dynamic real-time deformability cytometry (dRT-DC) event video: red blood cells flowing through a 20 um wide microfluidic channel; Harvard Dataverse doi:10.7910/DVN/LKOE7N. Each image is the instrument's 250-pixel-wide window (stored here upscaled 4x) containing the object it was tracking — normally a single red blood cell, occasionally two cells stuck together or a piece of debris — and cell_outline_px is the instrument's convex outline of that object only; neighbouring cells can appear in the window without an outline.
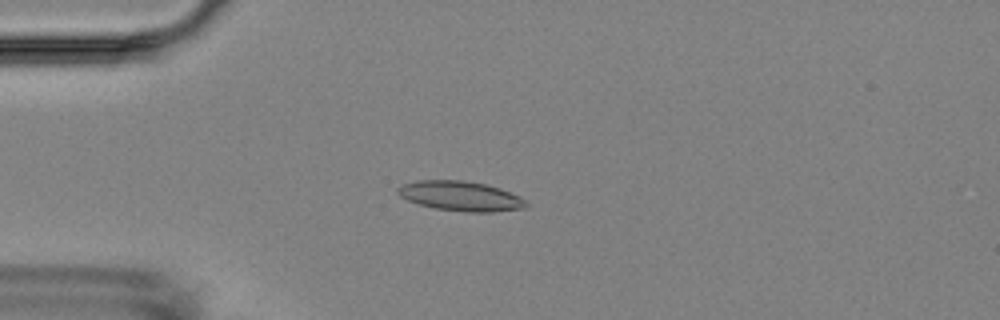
{"species": "Egyptian fruit bat (a non-hibernating species)", "species_latin": "Rousettus aegyptiacus", "temperature_condition": "room temperature", "stored_images_in_passage": 2, "camera_frame_rate_fps": 3000, "um_per_image_px": 0.085, "animal": {"sex": "female"}, "frame": {"image": 1, "passage_image": 2, "time_ms": 1.0, "image_size_px": [1000, 320], "cell_outline_px": [[528, 208], [492, 212], [464, 212], [436, 208], [420, 204], [408, 200], [400, 196], [396, 192], [396, 188], [404, 184], [416, 180], [464, 180], [484, 184], [500, 188], [520, 196], [528, 204]], "centroid_in_image_um": [39.17, 16.66], "position_along_channel_um": 45.8, "area_um2": 22.31}}